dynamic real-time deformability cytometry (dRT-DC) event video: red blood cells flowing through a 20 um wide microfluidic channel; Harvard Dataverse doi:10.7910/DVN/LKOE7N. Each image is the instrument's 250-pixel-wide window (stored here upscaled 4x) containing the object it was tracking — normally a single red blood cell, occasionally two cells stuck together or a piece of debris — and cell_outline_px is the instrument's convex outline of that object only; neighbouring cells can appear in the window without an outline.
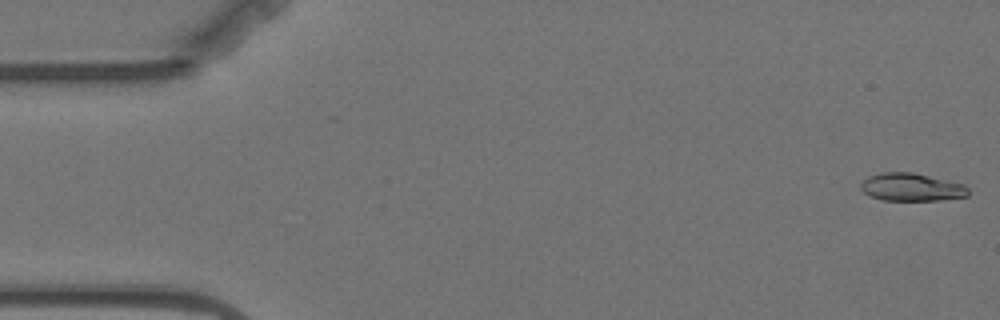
{"species": "Egyptian fruit bat (a non-hibernating species)", "species_latin": "Rousettus aegyptiacus", "temperature_condition": "warm", "stored_images_in_passage": 4, "camera_frame_rate_fps": 3000, "um_per_image_px": 0.085, "animal": {"sex": "female"}, "frame": {"image": 1, "passage_image": 1, "time_ms": 0.0, "image_size_px": [1000, 320], "cell_outline_px": [[968, 196], [940, 200], [880, 200], [864, 192], [860, 188], [860, 184], [868, 176], [880, 172], [912, 172], [964, 184], [968, 188]], "centroid_in_image_um": [77.46, 15.9], "position_along_channel_um": 7.5, "area_um2": 17.4}}
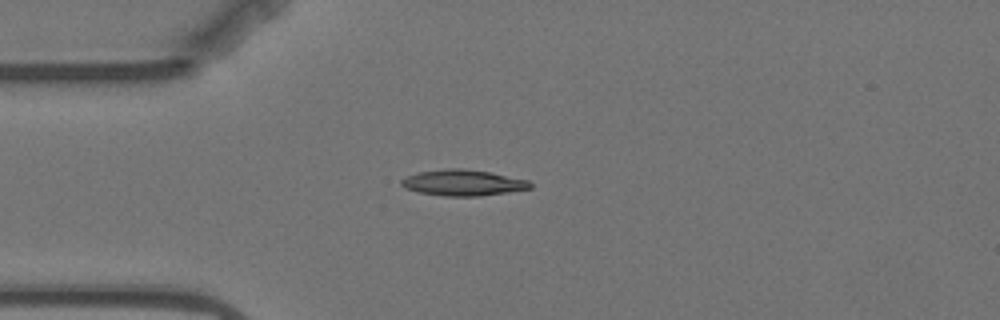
{"frame": {"image": 2, "passage_image": 4, "time_ms": 4.333, "image_size_px": [1000, 320], "cell_outline_px": [[532, 188], [508, 192], [480, 196], [444, 196], [416, 192], [404, 188], [400, 184], [400, 180], [416, 172], [448, 168], [460, 168], [488, 172], [528, 180], [532, 184]], "centroid_in_image_um": [39.31, 15.54], "position_along_channel_um": 45.7, "area_um2": 19.54}}